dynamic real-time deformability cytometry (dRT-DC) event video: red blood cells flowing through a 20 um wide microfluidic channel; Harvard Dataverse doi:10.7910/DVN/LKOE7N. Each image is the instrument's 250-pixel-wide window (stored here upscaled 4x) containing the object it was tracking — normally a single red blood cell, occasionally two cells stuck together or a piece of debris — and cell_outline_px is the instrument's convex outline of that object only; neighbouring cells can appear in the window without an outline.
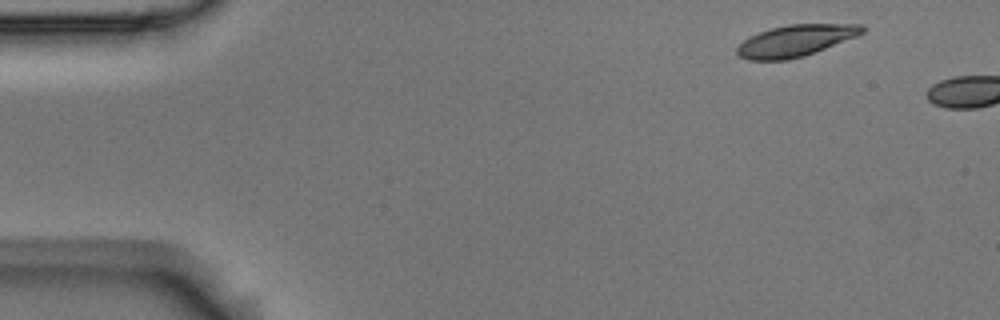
{"species": "Egyptian fruit bat (a non-hibernating species)", "species_latin": "Rousettus aegyptiacus", "temperature_condition": "room temperature", "stored_images_in_passage": 2, "camera_frame_rate_fps": 3000, "um_per_image_px": 0.085, "animal": {"sex": "male"}, "frame": {"image": 1, "passage_image": 1, "time_ms": 0.0, "image_size_px": [1000, 320], "cell_outline_px": [[864, 32], [856, 36], [804, 56], [788, 60], [748, 60], [740, 56], [736, 52], [736, 48], [744, 40], [760, 32], [772, 28], [788, 24], [860, 24], [864, 28]], "centroid_in_image_um": [67.6, 3.46], "position_along_channel_um": 17.4, "area_um2": 22.66}}